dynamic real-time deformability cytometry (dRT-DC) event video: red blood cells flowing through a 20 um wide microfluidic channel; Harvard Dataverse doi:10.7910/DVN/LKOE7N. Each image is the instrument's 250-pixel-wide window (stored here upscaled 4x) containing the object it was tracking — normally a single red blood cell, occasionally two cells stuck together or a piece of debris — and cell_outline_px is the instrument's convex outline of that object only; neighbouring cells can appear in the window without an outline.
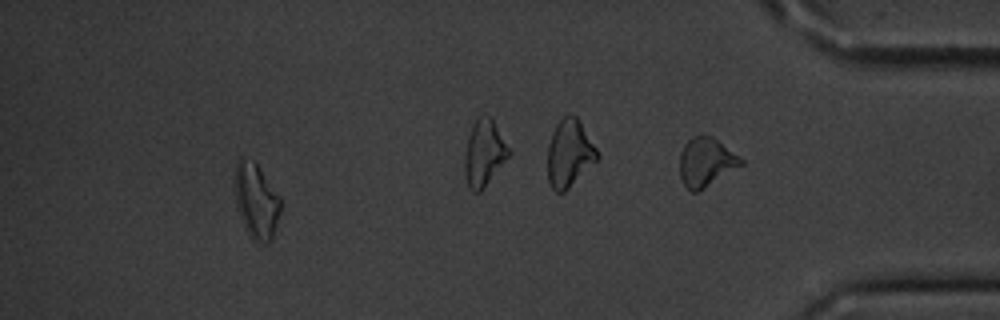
{"species": "common noctule bat (a hibernating species)", "species_latin": "Nyctalus noctula", "temperature_condition": "cold", "stored_images_in_passage": 15, "camera_frame_rate_fps": 3000, "um_per_image_px": 0.085, "animal": {"sex": "male", "body_mass_g": 20.1, "forearm_length_mm": 53.5}, "frame": {"image": 1, "passage_image": 13, "time_ms": 16.0, "image_size_px": [1000, 320], "cell_outline_px": [[280, 212], [272, 240], [268, 244], [256, 244], [252, 240], [240, 216], [236, 204], [236, 164], [240, 156], [252, 160], [256, 164], [280, 196]], "centroid_in_image_um": [21.8, 17.13], "position_along_channel_um": 413.4, "area_um2": 19.83}, "authors_computed_cell_mechanics": {"area_um2": 17.1088, "velocity_mm_per_s": 3.5361, "shape_relaxation_time_tau1_ms": 3.9215, "shape_relaxation_time_tau2_ms": 4.2127, "deformation_change_tau1": 0.0975, "deformation_change_tau2": 0.1202}}